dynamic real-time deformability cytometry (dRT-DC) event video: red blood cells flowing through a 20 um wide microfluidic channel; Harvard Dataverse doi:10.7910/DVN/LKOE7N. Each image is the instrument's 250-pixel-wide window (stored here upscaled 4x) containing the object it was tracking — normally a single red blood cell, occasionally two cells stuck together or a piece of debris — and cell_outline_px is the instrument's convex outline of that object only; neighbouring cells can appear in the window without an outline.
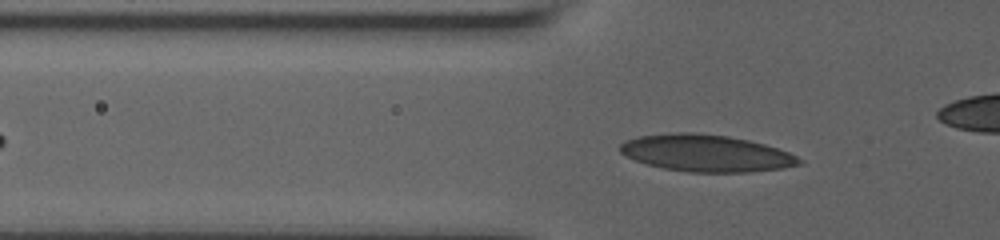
{"species": "human", "species_latin": "Homo sapiens", "temperature_condition": "room temperature", "stored_images_in_passage": 42, "camera_frame_rate_fps": 3000, "um_per_image_px": 0.085, "donor": {"sex": "male"}, "frame": {"image": 1, "passage_image": 10, "time_ms": 3.0, "image_size_px": [1000, 240], "cell_outline_px": [[804, 164], [780, 168], [748, 172], [688, 172], [664, 168], [648, 164], [636, 160], [620, 152], [620, 144], [624, 140], [640, 136], [676, 132], [692, 132], [728, 136], [748, 140], [764, 144], [788, 152], [804, 160]], "centroid_in_image_um": [60.04, 13.02], "position_along_channel_um": 65.8, "area_um2": 38.32}}
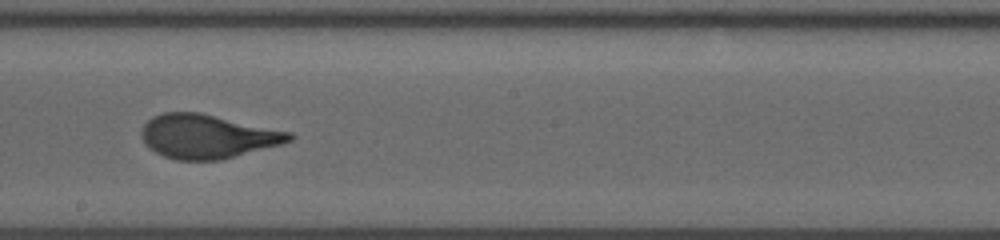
{"frame": {"image": 2, "passage_image": 24, "time_ms": 7.667, "image_size_px": [1000, 240], "cell_outline_px": [[296, 136], [292, 140], [280, 144], [220, 160], [176, 160], [164, 156], [156, 152], [144, 144], [140, 136], [140, 132], [144, 124], [152, 116], [164, 112], [200, 112], [292, 132]], "centroid_in_image_um": [17.6, 11.58], "position_along_channel_um": 230.6, "area_um2": 37.92}}
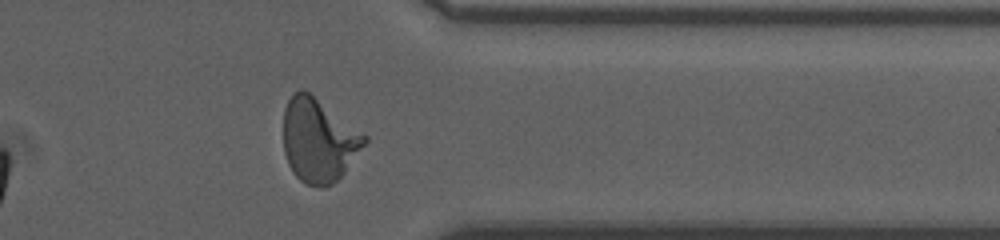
{"frame": {"image": 3, "passage_image": 37, "time_ms": 12.0, "image_size_px": [1000, 240], "cell_outline_px": [[368, 140], [344, 172], [332, 184], [324, 188], [320, 188], [304, 184], [292, 172], [288, 164], [284, 152], [284, 108], [292, 92], [300, 88], [308, 92], [368, 136]], "centroid_in_image_um": [27.06, 11.93], "position_along_channel_um": 384.3, "area_um2": 39.42}}